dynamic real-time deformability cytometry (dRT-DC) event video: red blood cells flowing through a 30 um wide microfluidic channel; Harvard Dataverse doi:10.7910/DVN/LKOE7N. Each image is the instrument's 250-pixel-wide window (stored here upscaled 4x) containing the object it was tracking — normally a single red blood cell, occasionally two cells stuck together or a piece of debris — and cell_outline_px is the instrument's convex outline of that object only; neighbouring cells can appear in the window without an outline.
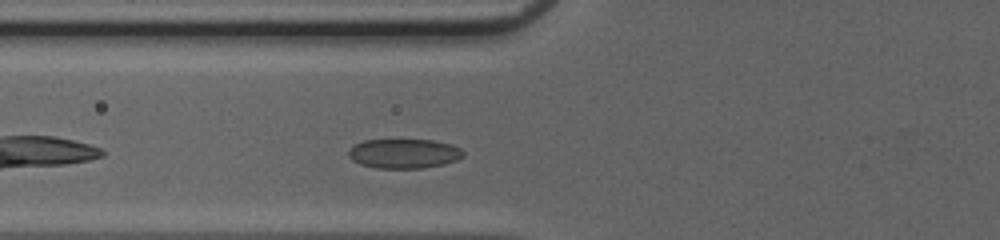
{"species": "common noctule bat (a hibernating species)", "species_latin": "Nyctalus noctula", "temperature_condition": "cold", "stored_images_in_passage": 31, "camera_frame_rate_fps": 3000, "um_per_image_px": 0.085, "animal": {"sex": "female", "body_mass_g": 20.0, "forearm_length_mm": 54.0}, "frame": {"image": 1, "passage_image": 4, "time_ms": 1.0, "image_size_px": [1000, 240], "cell_outline_px": [[464, 156], [456, 160], [444, 164], [420, 168], [376, 168], [360, 164], [352, 160], [348, 156], [348, 148], [352, 144], [364, 140], [436, 140], [452, 144], [460, 148], [464, 152]], "centroid_in_image_um": [34.31, 13.04], "position_along_channel_um": 91.5, "area_um2": 19.94}}
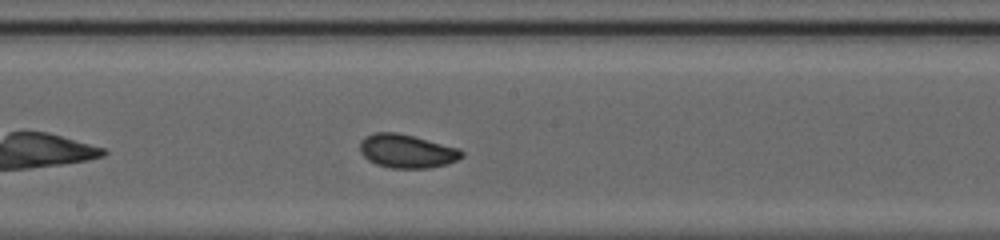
{"frame": {"image": 2, "passage_image": 13, "time_ms": 4.0, "image_size_px": [1000, 240], "cell_outline_px": [[464, 156], [448, 164], [428, 168], [392, 168], [376, 164], [368, 160], [360, 152], [360, 140], [364, 136], [376, 132], [396, 132], [460, 148], [464, 152]], "centroid_in_image_um": [34.58, 12.84], "position_along_channel_um": 213.6, "area_um2": 20.0}}
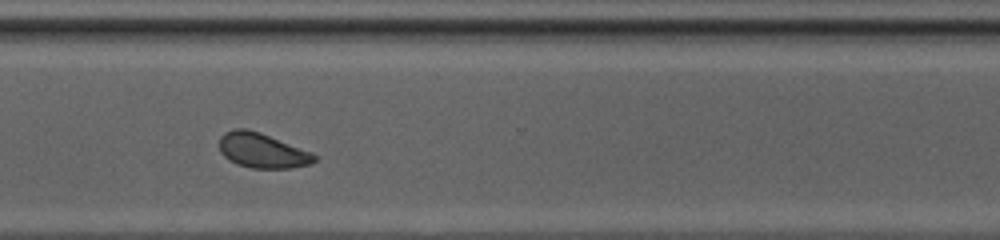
{"frame": {"image": 3, "passage_image": 23, "time_ms": 7.333, "image_size_px": [1000, 240], "cell_outline_px": [[316, 160], [312, 164], [292, 168], [252, 168], [236, 164], [228, 160], [220, 152], [220, 136], [224, 132], [236, 128], [248, 128], [260, 132], [312, 152], [316, 156]], "centroid_in_image_um": [22.28, 12.79], "position_along_channel_um": 348.3, "area_um2": 19.48}, "authors_computed_cell_mechanics": {"area_um2": 19.4208, "velocity_mm_per_s": 4.0469, "shape_relaxation_time_tau1_ms": 2.9305, "shape_relaxation_time_tau2_ms": 2.0671, "deformation_change_tau1": 0.1013, "deformation_change_tau2": 0.0473}}